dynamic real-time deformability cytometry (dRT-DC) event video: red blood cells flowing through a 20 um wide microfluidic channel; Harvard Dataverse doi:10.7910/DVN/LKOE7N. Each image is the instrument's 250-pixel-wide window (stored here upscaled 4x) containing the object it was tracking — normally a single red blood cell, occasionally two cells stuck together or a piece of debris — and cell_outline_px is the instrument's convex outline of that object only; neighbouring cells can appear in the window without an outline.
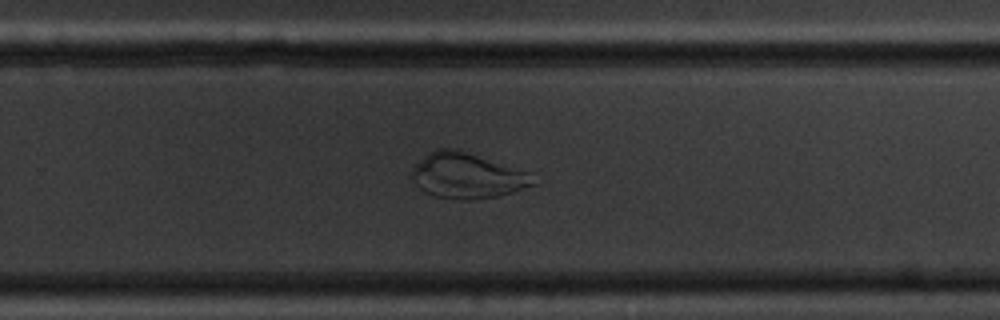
{"species": "common noctule bat (a hibernating species)", "species_latin": "Nyctalus noctula", "temperature_condition": "cold", "stored_images_in_passage": 53, "camera_frame_rate_fps": 3000, "um_per_image_px": 0.085, "animal": {"sex": "male", "body_mass_g": 20.1, "forearm_length_mm": 53.5}, "frame": {"image": 1, "passage_image": 33, "time_ms": 10.667, "image_size_px": [1000, 320], "cell_outline_px": [[540, 184], [512, 192], [496, 196], [472, 200], [460, 200], [436, 196], [420, 188], [412, 180], [412, 168], [428, 152], [436, 148], [456, 148], [524, 172]], "centroid_in_image_um": [39.66, 14.94], "position_along_channel_um": 290.1, "area_um2": 31.56}}